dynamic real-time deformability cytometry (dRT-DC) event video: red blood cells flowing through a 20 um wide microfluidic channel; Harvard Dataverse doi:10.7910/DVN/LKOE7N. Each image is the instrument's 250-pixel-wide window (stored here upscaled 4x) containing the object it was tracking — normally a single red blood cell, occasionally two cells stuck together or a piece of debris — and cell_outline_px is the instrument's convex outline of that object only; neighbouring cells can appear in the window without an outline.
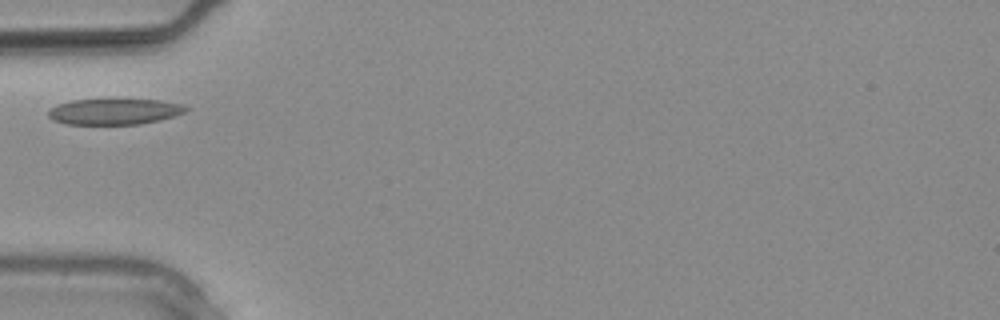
{"species": "common noctule bat (a hibernating species)", "species_latin": "Nyctalus noctula", "temperature_condition": "warm", "stored_images_in_passage": 2, "camera_frame_rate_fps": 3000, "um_per_image_px": 0.085, "animal": {"sex": "male", "body_mass_g": 20.4}, "frame": {"image": 1, "passage_image": 1, "time_ms": 0.0, "image_size_px": [1000, 320], "cell_outline_px": [[188, 108], [184, 112], [160, 120], [140, 124], [64, 124], [52, 120], [48, 116], [48, 108], [56, 104], [72, 100], [108, 96], [116, 96], [160, 100], [184, 104]], "centroid_in_image_um": [9.67, 9.42], "position_along_channel_um": 75.3, "area_um2": 22.14}}